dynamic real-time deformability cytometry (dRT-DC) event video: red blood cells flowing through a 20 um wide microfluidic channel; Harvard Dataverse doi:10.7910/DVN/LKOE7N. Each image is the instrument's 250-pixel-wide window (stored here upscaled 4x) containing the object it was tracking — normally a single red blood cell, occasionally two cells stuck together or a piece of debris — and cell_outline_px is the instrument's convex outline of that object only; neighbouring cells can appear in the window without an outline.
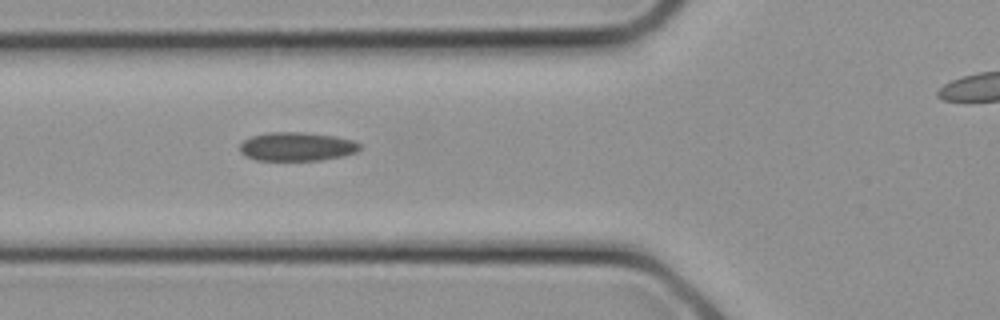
{"species": "common noctule bat (a hibernating species)", "species_latin": "Nyctalus noctula", "temperature_condition": "cold", "stored_images_in_passage": 13, "camera_frame_rate_fps": 3000, "um_per_image_px": 0.085, "animal": {"sex": "female", "body_mass_g": 21.9}, "frame": {"image": 1, "passage_image": 5, "time_ms": 1.333, "image_size_px": [1000, 320], "cell_outline_px": [[360, 148], [356, 152], [344, 156], [320, 160], [256, 160], [244, 156], [240, 152], [240, 144], [244, 140], [252, 136], [268, 132], [304, 132], [336, 136], [356, 140], [360, 144]], "centroid_in_image_um": [25.24, 12.45], "position_along_channel_um": 100.6, "area_um2": 20.29}}
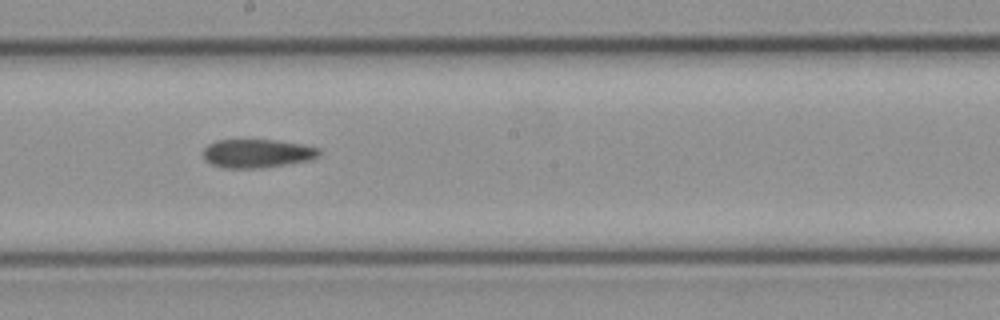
{"frame": {"image": 2, "passage_image": 10, "time_ms": 3.0, "image_size_px": [1000, 320], "cell_outline_px": [[320, 156], [312, 160], [264, 168], [224, 168], [208, 164], [204, 160], [200, 152], [208, 144], [216, 140], [276, 140], [304, 144], [320, 148]], "centroid_in_image_um": [21.84, 13.05], "position_along_channel_um": 226.4, "area_um2": 19.88}}
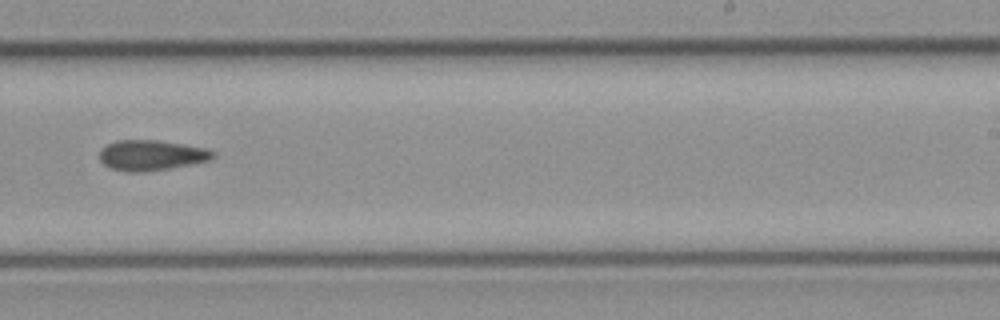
{"frame": {"image": 3, "passage_image": 12, "time_ms": 3.667, "image_size_px": [1000, 320], "cell_outline_px": [[216, 156], [212, 160], [172, 168], [144, 172], [128, 172], [108, 168], [100, 160], [100, 152], [108, 144], [116, 140], [156, 140], [208, 148], [216, 152]], "centroid_in_image_um": [12.92, 13.21], "position_along_channel_um": 276.1, "area_um2": 20.29}}